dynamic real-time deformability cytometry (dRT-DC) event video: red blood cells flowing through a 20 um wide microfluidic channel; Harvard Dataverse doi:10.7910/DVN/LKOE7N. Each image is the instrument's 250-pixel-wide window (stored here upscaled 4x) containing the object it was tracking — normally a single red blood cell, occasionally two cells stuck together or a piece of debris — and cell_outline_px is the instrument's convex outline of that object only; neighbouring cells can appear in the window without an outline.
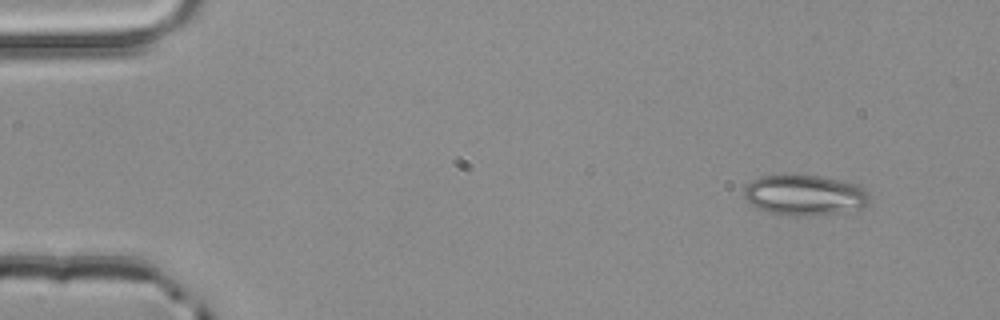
{"species": "common noctule bat (a hibernating species)", "species_latin": "Nyctalus noctula", "temperature_condition": "room temperature", "stored_images_in_passage": 3, "camera_frame_rate_fps": 3000, "um_per_image_px": 0.085, "animal": {"sex": "male", "body_mass_g": 20.4}, "frame": {"image": 1, "passage_image": 1, "time_ms": 0.0, "image_size_px": [1000, 320], "cell_outline_px": [[872, 200], [860, 208], [804, 216], [788, 216], [768, 212], [752, 204], [744, 196], [744, 188], [752, 180], [760, 176], [820, 176], [852, 184], [864, 188], [868, 192]], "centroid_in_image_um": [68.37, 16.59], "position_along_channel_um": 16.6, "area_um2": 28.84}}